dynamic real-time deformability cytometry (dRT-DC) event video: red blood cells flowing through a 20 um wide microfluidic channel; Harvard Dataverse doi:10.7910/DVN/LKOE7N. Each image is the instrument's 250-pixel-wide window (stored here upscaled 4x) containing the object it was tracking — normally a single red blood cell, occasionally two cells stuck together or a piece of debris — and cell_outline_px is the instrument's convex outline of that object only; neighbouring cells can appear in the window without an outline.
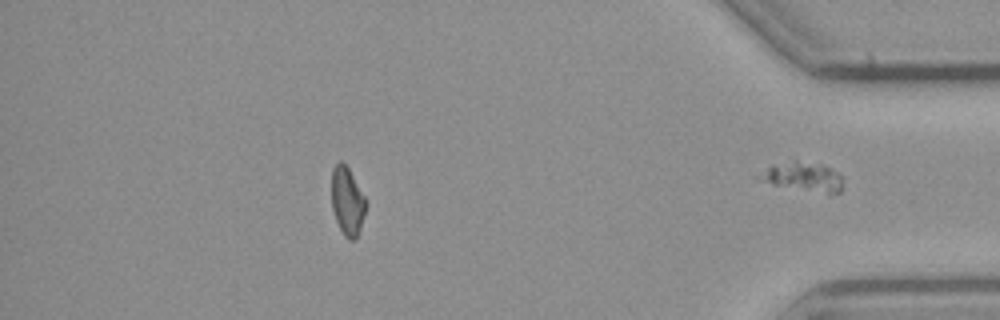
{"species": "common noctule bat (a hibernating species)", "species_latin": "Nyctalus noctula", "temperature_condition": "cold", "stored_images_in_passage": 34, "segment_of_instrument_passage": [2, 2], "camera_frame_rate_fps": 3000, "um_per_image_px": 0.085, "animal": {"sex": "male", "body_mass_g": 23.1, "forearm_length_mm": 52.7}, "frame": {"image": 1, "passage_image": 34, "time_ms": 11.0, "image_size_px": [1000, 320], "cell_outline_px": [[840, 192], [828, 192], [772, 184], [768, 180], [768, 168], [772, 164], [796, 160], [820, 164], [840, 172]], "centroid_in_image_um": [68.41, 14.97], "position_along_channel_um": 366.8, "area_um2": 12.72}}